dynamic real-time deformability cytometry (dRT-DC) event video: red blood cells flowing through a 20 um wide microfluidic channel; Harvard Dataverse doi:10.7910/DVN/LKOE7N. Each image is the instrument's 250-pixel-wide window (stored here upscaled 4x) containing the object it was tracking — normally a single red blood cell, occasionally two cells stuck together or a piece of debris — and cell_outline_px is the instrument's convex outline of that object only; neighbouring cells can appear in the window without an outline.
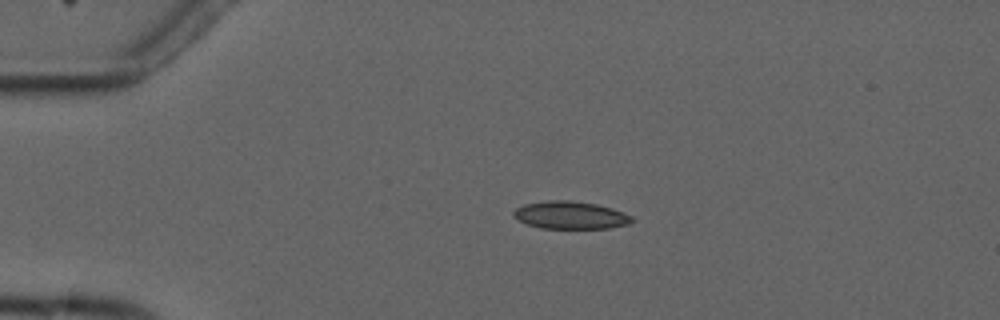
{"species": "common noctule bat (a hibernating species)", "species_latin": "Nyctalus noctula", "temperature_condition": "cold", "stored_images_in_passage": 4, "camera_frame_rate_fps": 3000, "um_per_image_px": 0.085, "animal": {"sex": "male", "forearm_length_mm": 52.5}, "frame": {"image": 1, "passage_image": 3, "time_ms": 3.0, "image_size_px": [1000, 320], "cell_outline_px": [[636, 220], [632, 224], [608, 228], [540, 228], [528, 224], [512, 216], [512, 212], [516, 208], [524, 204], [548, 200], [572, 200], [596, 204], [612, 208], [624, 212], [632, 216]], "centroid_in_image_um": [48.53, 18.28], "position_along_channel_um": 36.5, "area_um2": 19.25}}